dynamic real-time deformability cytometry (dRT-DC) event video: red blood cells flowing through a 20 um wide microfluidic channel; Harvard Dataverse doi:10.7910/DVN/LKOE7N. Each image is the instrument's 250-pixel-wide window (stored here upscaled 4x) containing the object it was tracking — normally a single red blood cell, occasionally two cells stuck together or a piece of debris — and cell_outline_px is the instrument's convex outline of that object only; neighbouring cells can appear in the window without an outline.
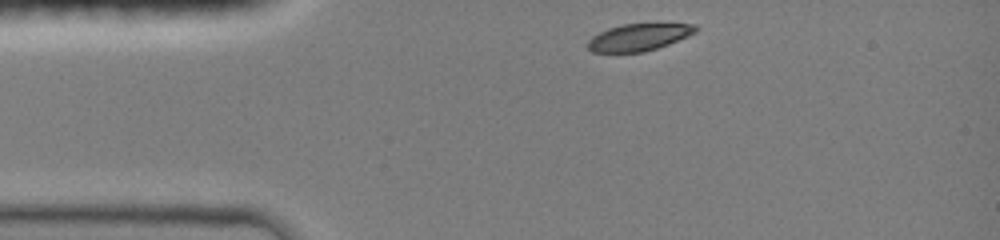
{"species": "common noctule bat (a hibernating species)", "species_latin": "Nyctalus noctula", "temperature_condition": "room temperature", "stored_images_in_passage": 34, "camera_frame_rate_fps": 3000, "um_per_image_px": 0.085, "animal": {"sex": "female", "body_mass_g": 19.0, "forearm_length_mm": 51.5}, "frame": {"image": 1, "passage_image": 1, "time_ms": 0.0, "image_size_px": [1000, 240], "cell_outline_px": [[700, 28], [696, 32], [688, 36], [668, 44], [644, 52], [592, 52], [588, 48], [588, 40], [592, 36], [608, 28], [624, 24], [696, 24]], "centroid_in_image_um": [54.31, 3.16], "position_along_channel_um": 30.7, "area_um2": 16.88}}
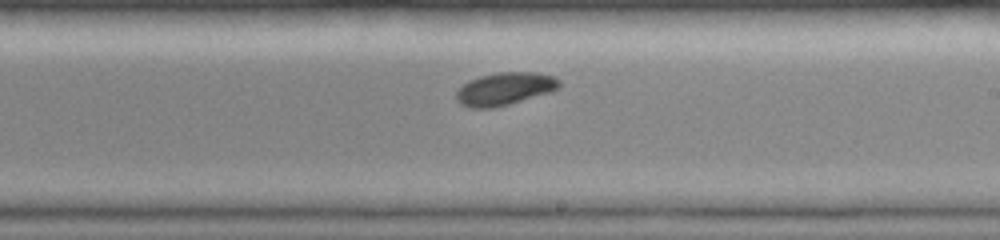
{"frame": {"image": 2, "passage_image": 20, "time_ms": 6.333, "image_size_px": [1000, 240], "cell_outline_px": [[560, 88], [552, 92], [508, 104], [492, 108], [468, 108], [460, 104], [456, 100], [456, 92], [468, 80], [480, 76], [496, 72], [536, 72], [556, 76], [560, 80]], "centroid_in_image_um": [42.93, 7.54], "position_along_channel_um": 246.1, "area_um2": 19.88}}
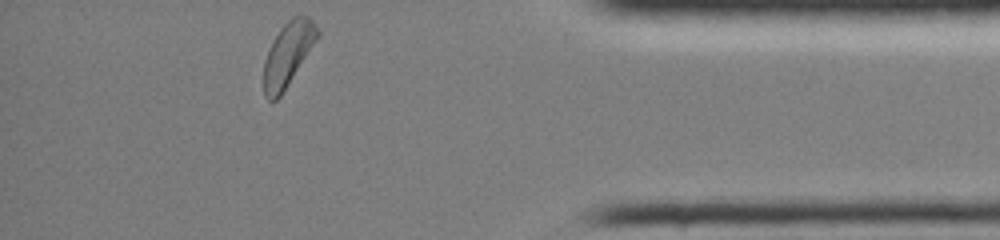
{"frame": {"image": 3, "passage_image": 34, "time_ms": 11.0, "image_size_px": [1000, 240], "cell_outline_px": [[320, 36], [284, 92], [276, 100], [268, 100], [264, 96], [264, 60], [272, 40], [280, 28], [292, 16], [308, 16], [312, 20], [320, 32]], "centroid_in_image_um": [24.48, 4.61], "position_along_channel_um": 410.7, "area_um2": 20.17}, "authors_computed_cell_mechanics": {"area_um2": 19.4786, "velocity_mm_per_s": 4.0014, "shape_relaxation_time_tau1_ms": 1.2536, "shape_relaxation_time_tau2_ms": null, "deformation_change_tau1": 0.1041, "deformation_change_tau2": null}}